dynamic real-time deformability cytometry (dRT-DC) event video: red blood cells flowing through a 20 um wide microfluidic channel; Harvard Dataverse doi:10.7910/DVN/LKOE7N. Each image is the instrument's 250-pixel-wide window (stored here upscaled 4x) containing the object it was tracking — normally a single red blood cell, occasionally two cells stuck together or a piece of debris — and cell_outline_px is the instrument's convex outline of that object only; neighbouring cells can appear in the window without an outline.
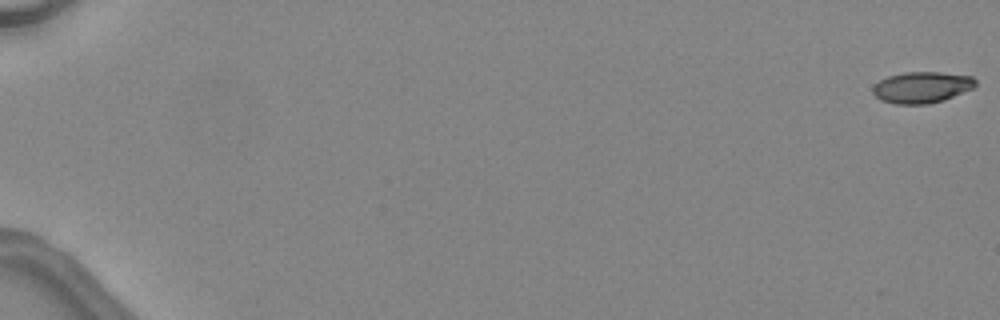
{"species": "common noctule bat (a hibernating species)", "species_latin": "Nyctalus noctula", "temperature_condition": "warm", "stored_images_in_passage": 9, "camera_frame_rate_fps": 3000, "um_per_image_px": 0.085, "animal": {"sex": "female", "body_mass_g": 24.6, "forearm_length_mm": 56.2}, "frame": {"image": 1, "passage_image": 1, "time_ms": 0.0, "image_size_px": [1000, 320], "cell_outline_px": [[976, 84], [972, 88], [944, 100], [928, 104], [896, 104], [880, 100], [872, 92], [872, 88], [880, 80], [888, 76], [904, 72], [940, 72], [972, 76], [976, 80]], "centroid_in_image_um": [78.34, 7.42], "position_along_channel_um": 6.7, "area_um2": 18.67}}